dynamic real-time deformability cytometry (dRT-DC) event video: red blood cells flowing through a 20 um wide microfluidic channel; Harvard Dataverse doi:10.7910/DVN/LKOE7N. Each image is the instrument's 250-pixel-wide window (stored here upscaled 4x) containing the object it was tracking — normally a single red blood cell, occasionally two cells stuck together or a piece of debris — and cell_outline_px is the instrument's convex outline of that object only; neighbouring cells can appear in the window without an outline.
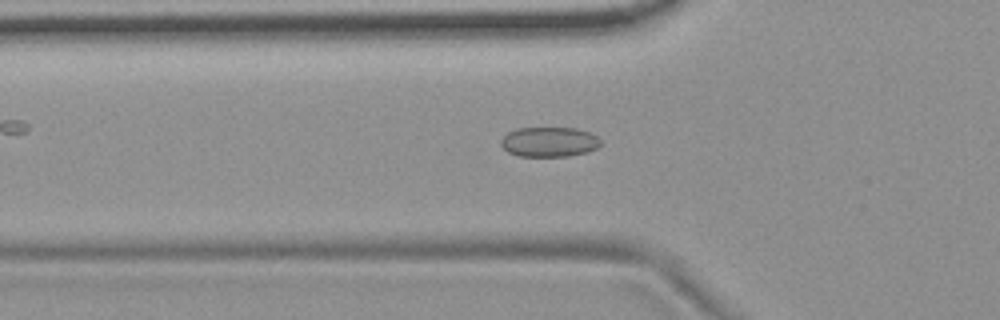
{"species": "common noctule bat (a hibernating species)", "species_latin": "Nyctalus noctula", "temperature_condition": "room temperature", "stored_images_in_passage": 48, "camera_frame_rate_fps": 3000, "um_per_image_px": 0.085, "animal": {"sex": "female", "body_mass_g": 19.9}, "frame": {"image": 1, "passage_image": 12, "time_ms": 3.667, "image_size_px": [1000, 320], "cell_outline_px": [[600, 144], [596, 148], [588, 152], [568, 156], [520, 156], [508, 152], [500, 144], [500, 140], [508, 132], [516, 128], [576, 128], [588, 132], [596, 136], [600, 140]], "centroid_in_image_um": [46.66, 12.06], "position_along_channel_um": 79.1, "area_um2": 17.28}}
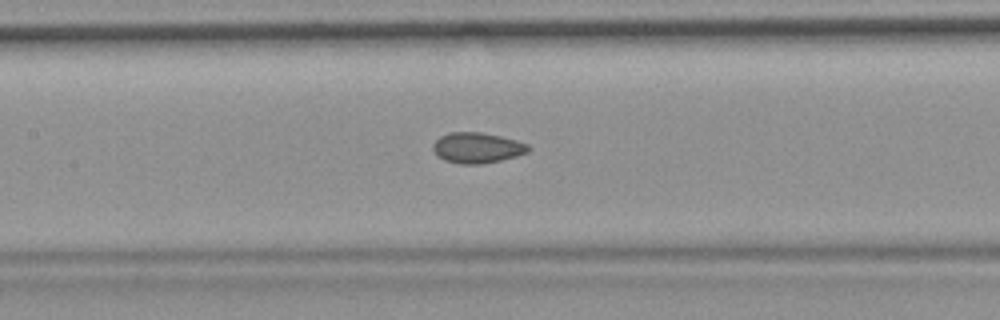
{"frame": {"image": 2, "passage_image": 19, "time_ms": 6.0, "image_size_px": [1000, 320], "cell_outline_px": [[532, 148], [528, 152], [516, 156], [500, 160], [480, 164], [460, 164], [444, 160], [432, 148], [432, 144], [440, 136], [448, 132], [480, 132], [500, 136], [516, 140], [528, 144]], "centroid_in_image_um": [40.57, 12.55], "position_along_channel_um": 166.8, "area_um2": 16.94}}
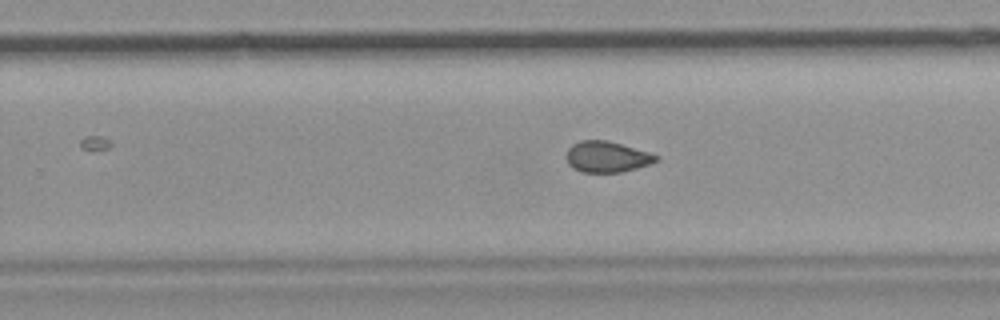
{"frame": {"image": 3, "passage_image": 28, "time_ms": 9.0, "image_size_px": [1000, 320], "cell_outline_px": [[660, 160], [636, 168], [620, 172], [584, 172], [572, 168], [568, 164], [564, 156], [568, 148], [572, 144], [580, 140], [608, 140], [648, 152], [660, 156]], "centroid_in_image_um": [51.55, 13.32], "position_along_channel_um": 278.3, "area_um2": 16.3}, "authors_computed_cell_mechanics": {"area_um2": 16.9643, "velocity_mm_per_s": 3.7302, "shape_relaxation_time_tau1_ms": null, "shape_relaxation_time_tau2_ms": 1.8554, "deformation_change_tau1": null, "deformation_change_tau2": 0.0676}}